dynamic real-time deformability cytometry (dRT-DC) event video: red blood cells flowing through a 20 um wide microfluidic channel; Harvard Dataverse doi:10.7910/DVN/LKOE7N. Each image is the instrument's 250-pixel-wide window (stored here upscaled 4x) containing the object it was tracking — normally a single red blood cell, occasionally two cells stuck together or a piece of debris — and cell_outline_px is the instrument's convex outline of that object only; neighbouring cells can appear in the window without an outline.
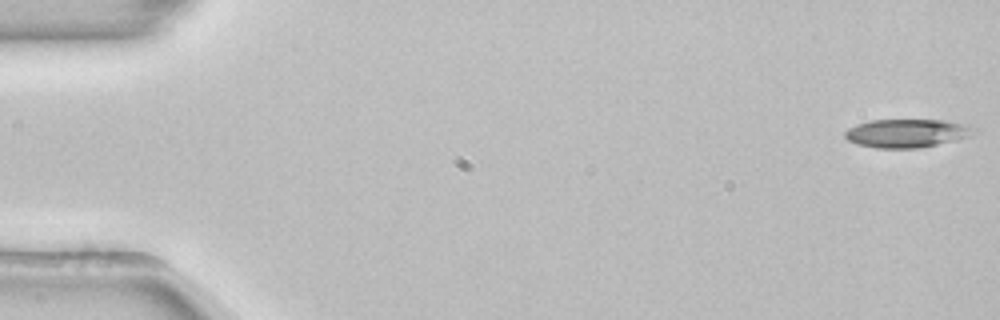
{"species": "common noctule bat (a hibernating species)", "species_latin": "Nyctalus noctula", "temperature_condition": "room temperature", "stored_images_in_passage": 50, "camera_frame_rate_fps": 3000, "um_per_image_px": 0.085, "animal": {"sex": "female", "body_mass_g": 22.7, "forearm_length_mm": 54.2}, "frame": {"image": 1, "passage_image": 1, "time_ms": 0.0, "image_size_px": [1000, 320], "cell_outline_px": [[976, 132], [968, 136], [956, 140], [920, 148], [876, 148], [860, 144], [848, 140], [844, 136], [844, 132], [848, 128], [856, 124], [872, 120], [944, 120], [968, 124], [976, 128]], "centroid_in_image_um": [77.1, 11.31], "position_along_channel_um": 7.9, "area_um2": 21.39}}
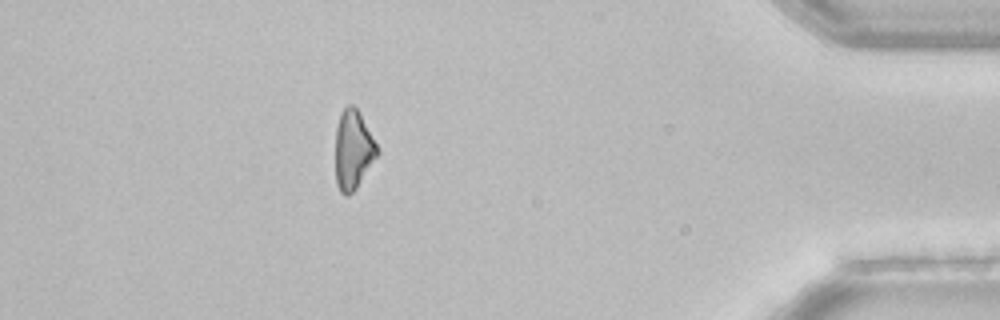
{"frame": {"image": 2, "passage_image": 47, "time_ms": 15.333, "image_size_px": [1000, 320], "cell_outline_px": [[380, 152], [356, 188], [348, 196], [344, 196], [340, 192], [336, 184], [336, 128], [340, 112], [348, 104], [352, 104], [360, 112]], "centroid_in_image_um": [30.01, 12.73], "position_along_channel_um": 405.2, "area_um2": 19.25}}